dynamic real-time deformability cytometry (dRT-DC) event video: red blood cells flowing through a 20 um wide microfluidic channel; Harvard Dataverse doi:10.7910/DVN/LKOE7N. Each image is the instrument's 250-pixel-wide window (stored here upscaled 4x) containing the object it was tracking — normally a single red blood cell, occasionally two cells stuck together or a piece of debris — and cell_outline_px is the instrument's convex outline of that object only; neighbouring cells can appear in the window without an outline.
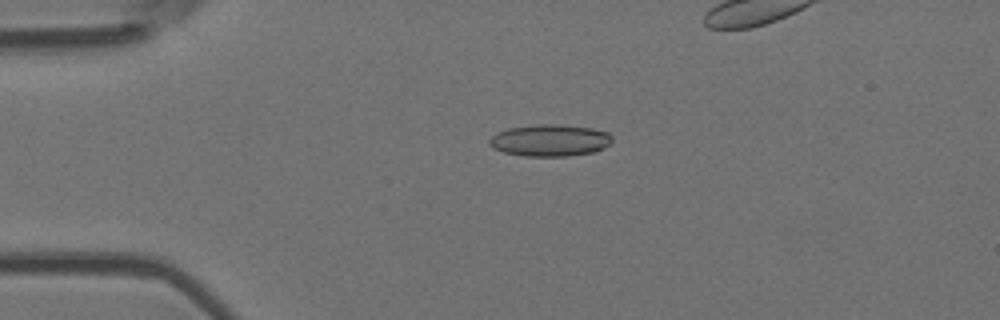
{"species": "Egyptian fruit bat (a non-hibernating species)", "species_latin": "Rousettus aegyptiacus", "temperature_condition": "room temperature", "stored_images_in_passage": 48, "camera_frame_rate_fps": 3000, "um_per_image_px": 0.085, "animal": {"sex": "female"}, "frame": {"image": 1, "passage_image": 13, "time_ms": 4.0, "image_size_px": [1000, 320], "cell_outline_px": [[612, 140], [604, 148], [596, 152], [568, 156], [524, 156], [504, 152], [492, 148], [488, 144], [488, 140], [496, 132], [508, 128], [540, 124], [556, 124], [592, 128], [608, 132], [612, 136]], "centroid_in_image_um": [46.73, 11.93], "position_along_channel_um": 38.3, "area_um2": 22.95}}
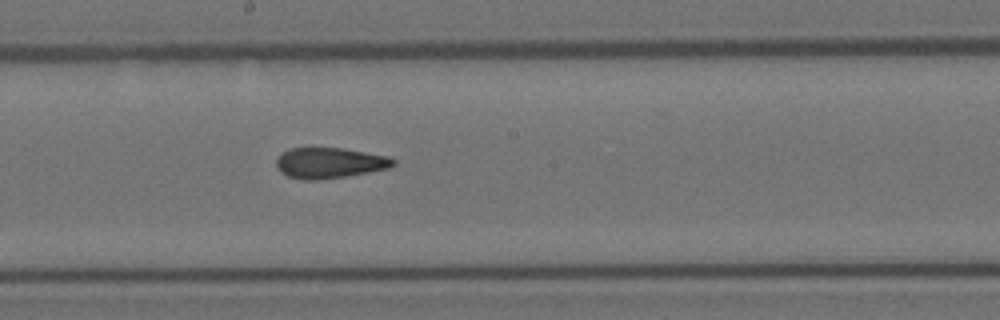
{"frame": {"image": 2, "passage_image": 30, "time_ms": 9.667, "image_size_px": [1000, 320], "cell_outline_px": [[396, 164], [388, 168], [368, 172], [320, 180], [304, 180], [288, 176], [280, 172], [276, 168], [276, 160], [288, 148], [344, 148], [388, 156], [396, 160]], "centroid_in_image_um": [28.01, 13.85], "position_along_channel_um": 220.2, "area_um2": 20.87}}
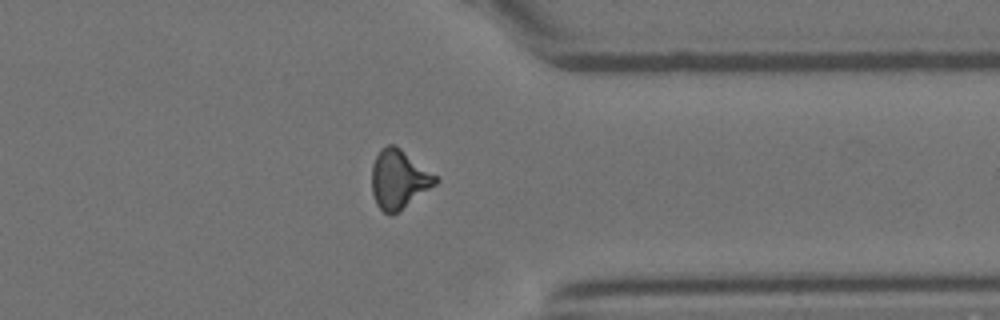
{"frame": {"image": 3, "passage_image": 43, "time_ms": 14.0, "image_size_px": [1000, 320], "cell_outline_px": [[440, 180], [436, 184], [392, 216], [384, 212], [376, 204], [372, 192], [372, 164], [380, 148], [388, 144], [392, 144], [400, 148], [436, 176]], "centroid_in_image_um": [33.87, 15.24], "position_along_channel_um": 377.5, "area_um2": 21.62}}